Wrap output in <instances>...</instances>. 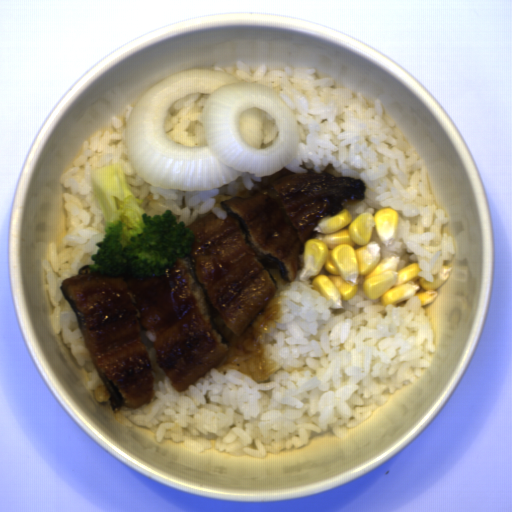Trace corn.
Here are the masks:
<instances>
[{"label": "corn", "instance_id": "51d56268", "mask_svg": "<svg viewBox=\"0 0 512 512\" xmlns=\"http://www.w3.org/2000/svg\"><path fill=\"white\" fill-rule=\"evenodd\" d=\"M399 223L398 211L391 207L377 210L374 215L362 212L353 218L342 208L333 216L322 218L313 231L314 238L304 242L298 263L299 278L311 280L316 290L327 301L333 300V308H343L342 302L353 298L358 291V277L364 276L362 287L368 299L381 298V303L398 305L417 297L423 305L436 300L437 288L447 282L451 268L442 266L433 282L417 276L418 263L400 268V258L391 256L380 260L381 248L371 242L372 228L382 243H393Z\"/></svg>", "mask_w": 512, "mask_h": 512}, {"label": "corn", "instance_id": "f1292c28", "mask_svg": "<svg viewBox=\"0 0 512 512\" xmlns=\"http://www.w3.org/2000/svg\"><path fill=\"white\" fill-rule=\"evenodd\" d=\"M92 394L98 402H105L110 400L108 390L104 386L103 382L98 387H93Z\"/></svg>", "mask_w": 512, "mask_h": 512}]
</instances>
